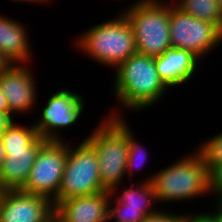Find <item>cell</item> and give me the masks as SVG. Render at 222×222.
<instances>
[{
  "instance_id": "1",
  "label": "cell",
  "mask_w": 222,
  "mask_h": 222,
  "mask_svg": "<svg viewBox=\"0 0 222 222\" xmlns=\"http://www.w3.org/2000/svg\"><path fill=\"white\" fill-rule=\"evenodd\" d=\"M114 71L112 92L123 110L142 111L157 106L169 89L159 78L152 56L135 53Z\"/></svg>"
},
{
  "instance_id": "2",
  "label": "cell",
  "mask_w": 222,
  "mask_h": 222,
  "mask_svg": "<svg viewBox=\"0 0 222 222\" xmlns=\"http://www.w3.org/2000/svg\"><path fill=\"white\" fill-rule=\"evenodd\" d=\"M115 111L110 110L85 138L96 151L102 187L114 196L124 184L128 157L127 121L123 113Z\"/></svg>"
},
{
  "instance_id": "3",
  "label": "cell",
  "mask_w": 222,
  "mask_h": 222,
  "mask_svg": "<svg viewBox=\"0 0 222 222\" xmlns=\"http://www.w3.org/2000/svg\"><path fill=\"white\" fill-rule=\"evenodd\" d=\"M193 151L153 173L149 178L141 180L152 182L157 203L173 204L206 197L207 194L209 196V170L201 153L197 149Z\"/></svg>"
},
{
  "instance_id": "4",
  "label": "cell",
  "mask_w": 222,
  "mask_h": 222,
  "mask_svg": "<svg viewBox=\"0 0 222 222\" xmlns=\"http://www.w3.org/2000/svg\"><path fill=\"white\" fill-rule=\"evenodd\" d=\"M74 43L94 62L112 69L137 53L133 28L122 12L85 30Z\"/></svg>"
},
{
  "instance_id": "5",
  "label": "cell",
  "mask_w": 222,
  "mask_h": 222,
  "mask_svg": "<svg viewBox=\"0 0 222 222\" xmlns=\"http://www.w3.org/2000/svg\"><path fill=\"white\" fill-rule=\"evenodd\" d=\"M120 12L133 28L137 53L157 57L171 47L167 1L137 0Z\"/></svg>"
},
{
  "instance_id": "6",
  "label": "cell",
  "mask_w": 222,
  "mask_h": 222,
  "mask_svg": "<svg viewBox=\"0 0 222 222\" xmlns=\"http://www.w3.org/2000/svg\"><path fill=\"white\" fill-rule=\"evenodd\" d=\"M94 147L83 137L75 147L69 145L57 204L73 197L90 196L106 191L99 175Z\"/></svg>"
},
{
  "instance_id": "7",
  "label": "cell",
  "mask_w": 222,
  "mask_h": 222,
  "mask_svg": "<svg viewBox=\"0 0 222 222\" xmlns=\"http://www.w3.org/2000/svg\"><path fill=\"white\" fill-rule=\"evenodd\" d=\"M168 3L171 47L188 50L202 61L221 44L222 31L209 21L183 12L172 1Z\"/></svg>"
},
{
  "instance_id": "8",
  "label": "cell",
  "mask_w": 222,
  "mask_h": 222,
  "mask_svg": "<svg viewBox=\"0 0 222 222\" xmlns=\"http://www.w3.org/2000/svg\"><path fill=\"white\" fill-rule=\"evenodd\" d=\"M67 154V140L46 141L40 147L28 179L20 190L47 197L55 207Z\"/></svg>"
},
{
  "instance_id": "9",
  "label": "cell",
  "mask_w": 222,
  "mask_h": 222,
  "mask_svg": "<svg viewBox=\"0 0 222 222\" xmlns=\"http://www.w3.org/2000/svg\"><path fill=\"white\" fill-rule=\"evenodd\" d=\"M46 101L39 119L33 125L46 141H65V136L63 139L59 130L76 125L85 111L84 97L74 90L64 88L50 95Z\"/></svg>"
},
{
  "instance_id": "10",
  "label": "cell",
  "mask_w": 222,
  "mask_h": 222,
  "mask_svg": "<svg viewBox=\"0 0 222 222\" xmlns=\"http://www.w3.org/2000/svg\"><path fill=\"white\" fill-rule=\"evenodd\" d=\"M53 202L22 190L0 191V222H52Z\"/></svg>"
},
{
  "instance_id": "11",
  "label": "cell",
  "mask_w": 222,
  "mask_h": 222,
  "mask_svg": "<svg viewBox=\"0 0 222 222\" xmlns=\"http://www.w3.org/2000/svg\"><path fill=\"white\" fill-rule=\"evenodd\" d=\"M36 83L35 75L28 64H12L0 75V88L6 97L9 118L12 121L14 114H26L38 104Z\"/></svg>"
},
{
  "instance_id": "12",
  "label": "cell",
  "mask_w": 222,
  "mask_h": 222,
  "mask_svg": "<svg viewBox=\"0 0 222 222\" xmlns=\"http://www.w3.org/2000/svg\"><path fill=\"white\" fill-rule=\"evenodd\" d=\"M110 191L73 197L55 206L54 217L58 222H108Z\"/></svg>"
},
{
  "instance_id": "13",
  "label": "cell",
  "mask_w": 222,
  "mask_h": 222,
  "mask_svg": "<svg viewBox=\"0 0 222 222\" xmlns=\"http://www.w3.org/2000/svg\"><path fill=\"white\" fill-rule=\"evenodd\" d=\"M201 60L188 50L169 47L162 55L155 57L159 78L172 89L186 84L198 68Z\"/></svg>"
},
{
  "instance_id": "14",
  "label": "cell",
  "mask_w": 222,
  "mask_h": 222,
  "mask_svg": "<svg viewBox=\"0 0 222 222\" xmlns=\"http://www.w3.org/2000/svg\"><path fill=\"white\" fill-rule=\"evenodd\" d=\"M46 142L39 136L25 151L6 152L0 168V190H20L26 183L40 147Z\"/></svg>"
},
{
  "instance_id": "15",
  "label": "cell",
  "mask_w": 222,
  "mask_h": 222,
  "mask_svg": "<svg viewBox=\"0 0 222 222\" xmlns=\"http://www.w3.org/2000/svg\"><path fill=\"white\" fill-rule=\"evenodd\" d=\"M23 24L0 14V53L12 64L31 63V41Z\"/></svg>"
},
{
  "instance_id": "16",
  "label": "cell",
  "mask_w": 222,
  "mask_h": 222,
  "mask_svg": "<svg viewBox=\"0 0 222 222\" xmlns=\"http://www.w3.org/2000/svg\"><path fill=\"white\" fill-rule=\"evenodd\" d=\"M139 183L133 182L129 187L125 189L123 187L122 193L117 194L119 196L116 195V198L111 195L109 204H124V209L157 210L156 207L154 208L157 199L152 182Z\"/></svg>"
},
{
  "instance_id": "17",
  "label": "cell",
  "mask_w": 222,
  "mask_h": 222,
  "mask_svg": "<svg viewBox=\"0 0 222 222\" xmlns=\"http://www.w3.org/2000/svg\"><path fill=\"white\" fill-rule=\"evenodd\" d=\"M15 123L13 120L0 137L5 152L25 151L40 136L32 123L30 126Z\"/></svg>"
},
{
  "instance_id": "18",
  "label": "cell",
  "mask_w": 222,
  "mask_h": 222,
  "mask_svg": "<svg viewBox=\"0 0 222 222\" xmlns=\"http://www.w3.org/2000/svg\"><path fill=\"white\" fill-rule=\"evenodd\" d=\"M174 4L195 18L215 24L222 31V11L217 0H176Z\"/></svg>"
},
{
  "instance_id": "19",
  "label": "cell",
  "mask_w": 222,
  "mask_h": 222,
  "mask_svg": "<svg viewBox=\"0 0 222 222\" xmlns=\"http://www.w3.org/2000/svg\"><path fill=\"white\" fill-rule=\"evenodd\" d=\"M130 124L127 123V144H128V157L126 161V175L131 179V175H135L134 172L138 169H141V166H144L147 161V152L146 149L143 148L141 143L135 138V133L132 132L133 129L129 127ZM141 164V165H140ZM140 167V168H139Z\"/></svg>"
},
{
  "instance_id": "20",
  "label": "cell",
  "mask_w": 222,
  "mask_h": 222,
  "mask_svg": "<svg viewBox=\"0 0 222 222\" xmlns=\"http://www.w3.org/2000/svg\"><path fill=\"white\" fill-rule=\"evenodd\" d=\"M203 141V144L201 142L196 149L201 153L206 167L210 170L212 167L222 164V132Z\"/></svg>"
},
{
  "instance_id": "21",
  "label": "cell",
  "mask_w": 222,
  "mask_h": 222,
  "mask_svg": "<svg viewBox=\"0 0 222 222\" xmlns=\"http://www.w3.org/2000/svg\"><path fill=\"white\" fill-rule=\"evenodd\" d=\"M157 210L124 209V204L108 205V222H142L147 215Z\"/></svg>"
},
{
  "instance_id": "22",
  "label": "cell",
  "mask_w": 222,
  "mask_h": 222,
  "mask_svg": "<svg viewBox=\"0 0 222 222\" xmlns=\"http://www.w3.org/2000/svg\"><path fill=\"white\" fill-rule=\"evenodd\" d=\"M209 191L216 200L222 198V164L209 170Z\"/></svg>"
},
{
  "instance_id": "23",
  "label": "cell",
  "mask_w": 222,
  "mask_h": 222,
  "mask_svg": "<svg viewBox=\"0 0 222 222\" xmlns=\"http://www.w3.org/2000/svg\"><path fill=\"white\" fill-rule=\"evenodd\" d=\"M169 211L167 212L165 209L161 211L159 209L147 215L142 222H177L182 217L180 213L177 214Z\"/></svg>"
},
{
  "instance_id": "24",
  "label": "cell",
  "mask_w": 222,
  "mask_h": 222,
  "mask_svg": "<svg viewBox=\"0 0 222 222\" xmlns=\"http://www.w3.org/2000/svg\"><path fill=\"white\" fill-rule=\"evenodd\" d=\"M194 212L191 211V213L188 214V222H220L219 216L215 213H209V212H197L192 214Z\"/></svg>"
},
{
  "instance_id": "25",
  "label": "cell",
  "mask_w": 222,
  "mask_h": 222,
  "mask_svg": "<svg viewBox=\"0 0 222 222\" xmlns=\"http://www.w3.org/2000/svg\"><path fill=\"white\" fill-rule=\"evenodd\" d=\"M11 122L12 120L4 112H0V137Z\"/></svg>"
},
{
  "instance_id": "26",
  "label": "cell",
  "mask_w": 222,
  "mask_h": 222,
  "mask_svg": "<svg viewBox=\"0 0 222 222\" xmlns=\"http://www.w3.org/2000/svg\"><path fill=\"white\" fill-rule=\"evenodd\" d=\"M0 112H4L9 117V107L7 100L0 88Z\"/></svg>"
},
{
  "instance_id": "27",
  "label": "cell",
  "mask_w": 222,
  "mask_h": 222,
  "mask_svg": "<svg viewBox=\"0 0 222 222\" xmlns=\"http://www.w3.org/2000/svg\"><path fill=\"white\" fill-rule=\"evenodd\" d=\"M12 65L3 54L0 53V75L4 73Z\"/></svg>"
},
{
  "instance_id": "28",
  "label": "cell",
  "mask_w": 222,
  "mask_h": 222,
  "mask_svg": "<svg viewBox=\"0 0 222 222\" xmlns=\"http://www.w3.org/2000/svg\"><path fill=\"white\" fill-rule=\"evenodd\" d=\"M5 158H6V152L4 150L3 142L0 138V168H1L2 163L4 162Z\"/></svg>"
},
{
  "instance_id": "29",
  "label": "cell",
  "mask_w": 222,
  "mask_h": 222,
  "mask_svg": "<svg viewBox=\"0 0 222 222\" xmlns=\"http://www.w3.org/2000/svg\"><path fill=\"white\" fill-rule=\"evenodd\" d=\"M11 1H12V0H11ZM13 1H15V2H16V1H18V2L20 1V2H22V3L24 2V3H27V4H28V2H29V3L34 2V3H36V4H37V3H42V2H43V4H44L45 2H46V3L49 2V0H13Z\"/></svg>"
},
{
  "instance_id": "30",
  "label": "cell",
  "mask_w": 222,
  "mask_h": 222,
  "mask_svg": "<svg viewBox=\"0 0 222 222\" xmlns=\"http://www.w3.org/2000/svg\"><path fill=\"white\" fill-rule=\"evenodd\" d=\"M213 208H215V213L219 216V221L222 222V210L217 205H214Z\"/></svg>"
},
{
  "instance_id": "31",
  "label": "cell",
  "mask_w": 222,
  "mask_h": 222,
  "mask_svg": "<svg viewBox=\"0 0 222 222\" xmlns=\"http://www.w3.org/2000/svg\"><path fill=\"white\" fill-rule=\"evenodd\" d=\"M177 222H188V214L182 213V217Z\"/></svg>"
},
{
  "instance_id": "32",
  "label": "cell",
  "mask_w": 222,
  "mask_h": 222,
  "mask_svg": "<svg viewBox=\"0 0 222 222\" xmlns=\"http://www.w3.org/2000/svg\"><path fill=\"white\" fill-rule=\"evenodd\" d=\"M216 204L222 210V198L216 200Z\"/></svg>"
},
{
  "instance_id": "33",
  "label": "cell",
  "mask_w": 222,
  "mask_h": 222,
  "mask_svg": "<svg viewBox=\"0 0 222 222\" xmlns=\"http://www.w3.org/2000/svg\"><path fill=\"white\" fill-rule=\"evenodd\" d=\"M217 2H218L219 6H220V9L222 11V0H217Z\"/></svg>"
}]
</instances>
